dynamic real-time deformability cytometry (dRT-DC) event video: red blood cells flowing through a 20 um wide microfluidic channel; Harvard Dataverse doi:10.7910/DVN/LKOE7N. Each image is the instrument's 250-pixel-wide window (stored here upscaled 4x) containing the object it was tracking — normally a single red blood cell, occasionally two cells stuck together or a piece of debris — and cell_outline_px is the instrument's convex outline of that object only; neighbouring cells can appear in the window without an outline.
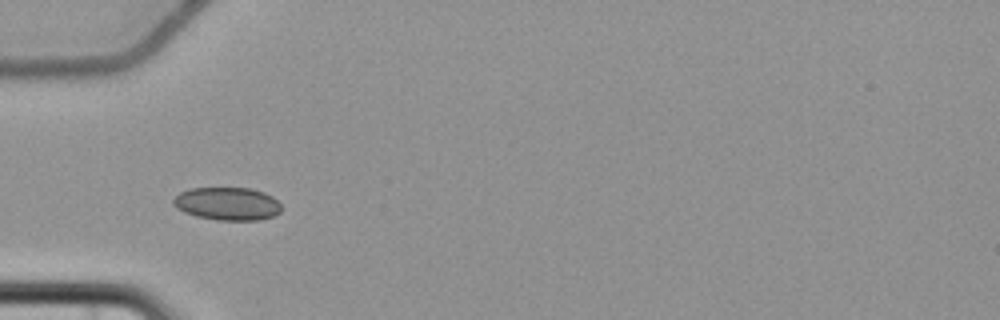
{"species": "common noctule bat (a hibernating species)", "species_latin": "Nyctalus noctula", "temperature_condition": "cold", "stored_images_in_passage": 5, "camera_frame_rate_fps": 3000, "um_per_image_px": 0.085, "animal": {"sex": "female", "body_mass_g": 22.7, "forearm_length_mm": 54.2}, "frame": {"image": 1, "passage_image": 5, "time_ms": 5.0, "image_size_px": [1000, 320], "cell_outline_px": [[280, 212], [272, 216], [260, 220], [216, 220], [196, 216], [184, 212], [176, 208], [172, 204], [172, 200], [180, 192], [188, 188], [248, 188], [264, 192], [272, 196], [280, 204]], "centroid_in_image_um": [19.29, 17.31], "position_along_channel_um": 65.7, "area_um2": 20.81}}